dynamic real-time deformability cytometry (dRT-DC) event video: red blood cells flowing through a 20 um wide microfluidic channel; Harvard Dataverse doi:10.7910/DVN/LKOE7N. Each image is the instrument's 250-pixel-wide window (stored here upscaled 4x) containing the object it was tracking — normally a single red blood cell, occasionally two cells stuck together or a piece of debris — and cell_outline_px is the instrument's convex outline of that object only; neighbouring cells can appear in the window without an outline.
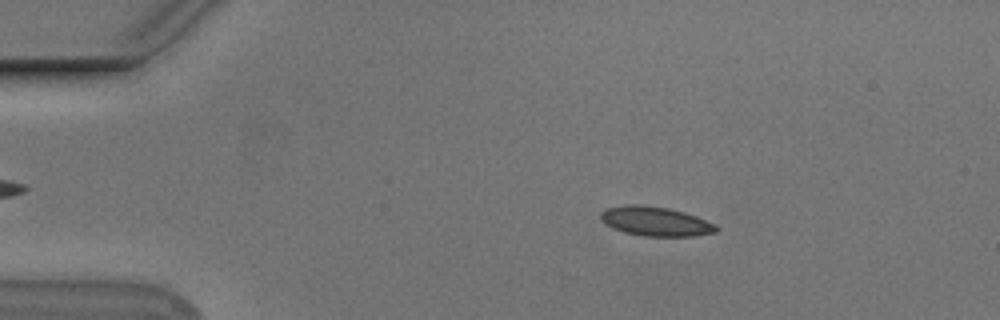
{"species": "Egyptian fruit bat (a non-hibernating species)", "species_latin": "Rousettus aegyptiacus", "temperature_condition": "cold", "stored_images_in_passage": 54, "camera_frame_rate_fps": 3000, "um_per_image_px": 0.085, "animal": {"sex": "male"}, "frame": {"image": 1, "passage_image": 8, "time_ms": 2.333, "image_size_px": [1000, 320], "cell_outline_px": [[720, 228], [716, 232], [692, 236], [644, 236], [624, 232], [612, 228], [604, 224], [600, 220], [600, 212], [608, 208], [628, 204], [640, 204], [668, 208], [684, 212], [696, 216], [716, 224]], "centroid_in_image_um": [55.7, 18.81], "position_along_channel_um": 29.3, "area_um2": 19.88}}
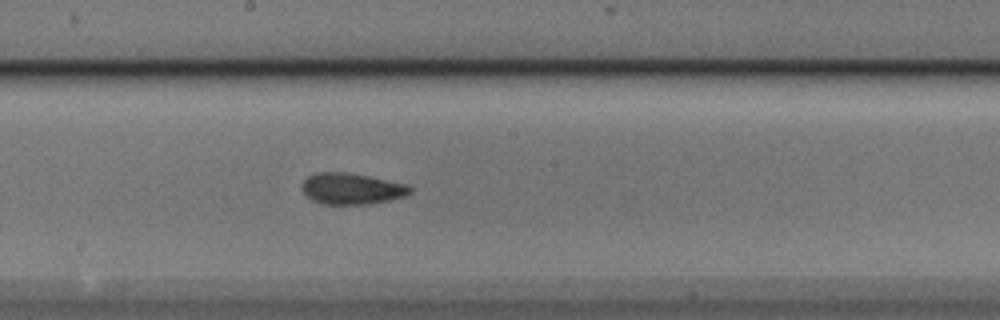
{"frame": {"image": 2, "passage_image": 28, "time_ms": 9.0, "image_size_px": [1000, 320], "cell_outline_px": [[412, 192], [404, 196], [392, 200], [368, 204], [324, 204], [312, 200], [300, 188], [304, 180], [308, 176], [316, 172], [344, 172], [368, 176], [408, 184], [412, 188]], "centroid_in_image_um": [29.9, 16.04], "position_along_channel_um": 218.3, "area_um2": 19.71}}
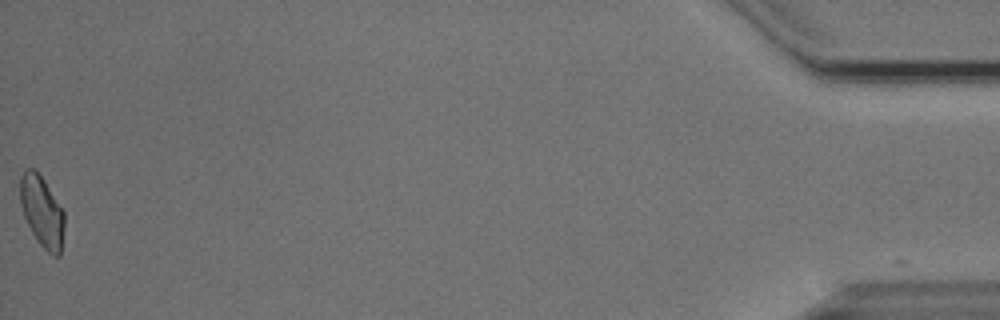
{"frame": {"image": 3, "passage_image": 53, "time_ms": 17.333, "image_size_px": [1000, 320], "cell_outline_px": [[64, 228], [60, 256], [52, 256], [40, 244], [32, 232], [24, 216], [20, 204], [20, 176], [28, 168], [32, 168], [44, 180], [64, 212]], "centroid_in_image_um": [3.57, 18.0], "position_along_channel_um": 431.6, "area_um2": 18.03}, "authors_computed_cell_mechanics": {"area_um2": 19.1029, "velocity_mm_per_s": 3.7462, "shape_relaxation_time_tau1_ms": 8.235, "shape_relaxation_time_tau2_ms": 2.0191, "deformation_change_tau1": 0.1534, "deformation_change_tau2": 0.0629}}